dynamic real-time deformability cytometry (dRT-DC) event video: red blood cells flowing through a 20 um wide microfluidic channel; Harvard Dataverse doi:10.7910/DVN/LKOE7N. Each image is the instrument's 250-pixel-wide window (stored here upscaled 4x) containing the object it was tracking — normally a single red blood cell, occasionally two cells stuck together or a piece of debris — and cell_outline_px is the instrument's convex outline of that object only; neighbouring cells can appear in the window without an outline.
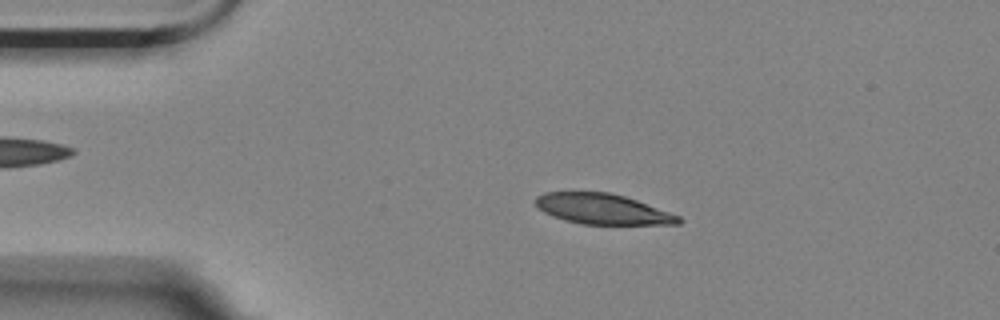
{"species": "Egyptian fruit bat (a non-hibernating species)", "species_latin": "Rousettus aegyptiacus", "temperature_condition": "room temperature", "stored_images_in_passage": 49, "camera_frame_rate_fps": 3000, "um_per_image_px": 0.085, "animal": {"sex": "female"}, "frame": {"image": 1, "passage_image": 4, "time_ms": 1.0, "image_size_px": [1000, 320], "cell_outline_px": [[684, 220], [680, 224], [580, 224], [564, 220], [552, 216], [536, 208], [536, 196], [544, 192], [608, 192], [624, 196], [636, 200], [680, 216]], "centroid_in_image_um": [51.19, 17.77], "position_along_channel_um": 33.8, "area_um2": 25.32}}
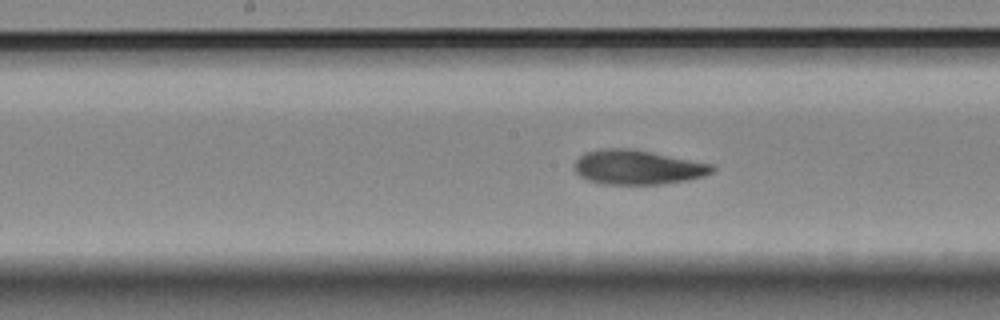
{"frame": {"image": 2, "passage_image": 21, "time_ms": 6.667, "image_size_px": [1000, 320], "cell_outline_px": [[716, 168], [712, 172], [704, 176], [688, 180], [660, 184], [600, 184], [588, 180], [580, 176], [572, 168], [576, 160], [584, 152], [604, 148], [632, 148], [712, 164]], "centroid_in_image_um": [54.16, 14.21], "position_along_channel_um": 194.0, "area_um2": 27.8}}
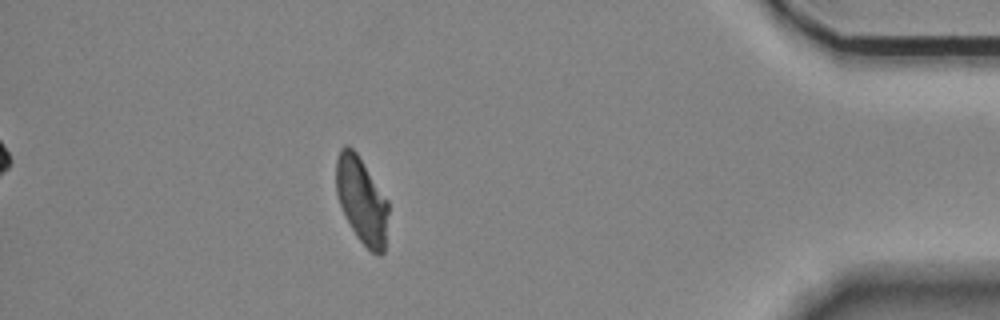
{"frame": {"image": 3, "passage_image": 43, "time_ms": 14.0, "image_size_px": [1000, 320], "cell_outline_px": [[388, 212], [384, 252], [380, 256], [372, 252], [356, 236], [340, 204], [336, 192], [336, 160], [340, 148], [344, 144], [348, 144], [356, 152], [388, 200]], "centroid_in_image_um": [30.74, 17.0], "position_along_channel_um": 404.5, "area_um2": 26.01}, "authors_computed_cell_mechanics": {"area_um2": 27.3394, "velocity_mm_per_s": 3.4969, "shape_relaxation_time_tau1_ms": 5.7366, "shape_relaxation_time_tau2_ms": 1.7818, "deformation_change_tau1": 0.1683, "deformation_change_tau2": 0.0643}}